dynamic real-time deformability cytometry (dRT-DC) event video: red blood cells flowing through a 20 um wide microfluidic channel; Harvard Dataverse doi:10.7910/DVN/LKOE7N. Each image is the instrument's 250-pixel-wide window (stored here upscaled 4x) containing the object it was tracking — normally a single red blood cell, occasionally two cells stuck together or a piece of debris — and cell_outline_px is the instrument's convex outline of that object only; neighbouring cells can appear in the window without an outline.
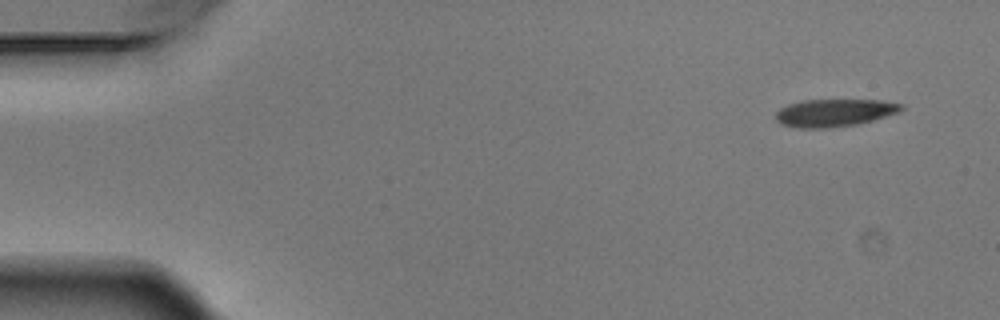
{"species": "Egyptian fruit bat (a non-hibernating species)", "species_latin": "Rousettus aegyptiacus", "temperature_condition": "warm", "stored_images_in_passage": 4, "camera_frame_rate_fps": 3000, "um_per_image_px": 0.085, "animal": {"sex": "male"}, "frame": {"image": 1, "passage_image": 1, "time_ms": 0.0, "image_size_px": [1000, 320], "cell_outline_px": [[904, 108], [900, 112], [872, 120], [856, 124], [828, 128], [800, 128], [780, 124], [776, 120], [776, 112], [780, 108], [788, 104], [800, 100], [880, 100], [904, 104]], "centroid_in_image_um": [70.92, 9.58], "position_along_channel_um": 14.1, "area_um2": 20.23}}
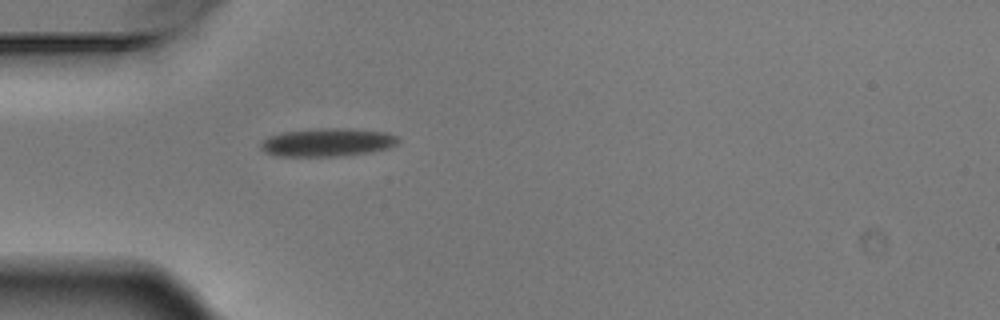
{"frame": {"image": 2, "passage_image": 4, "time_ms": 1.0, "image_size_px": [1000, 320], "cell_outline_px": [[400, 140], [396, 144], [388, 148], [372, 152], [344, 156], [276, 156], [264, 152], [260, 148], [260, 144], [268, 136], [284, 132], [316, 128], [352, 128], [384, 132], [396, 136]], "centroid_in_image_um": [27.83, 12.1], "position_along_channel_um": 57.2, "area_um2": 22.77}}